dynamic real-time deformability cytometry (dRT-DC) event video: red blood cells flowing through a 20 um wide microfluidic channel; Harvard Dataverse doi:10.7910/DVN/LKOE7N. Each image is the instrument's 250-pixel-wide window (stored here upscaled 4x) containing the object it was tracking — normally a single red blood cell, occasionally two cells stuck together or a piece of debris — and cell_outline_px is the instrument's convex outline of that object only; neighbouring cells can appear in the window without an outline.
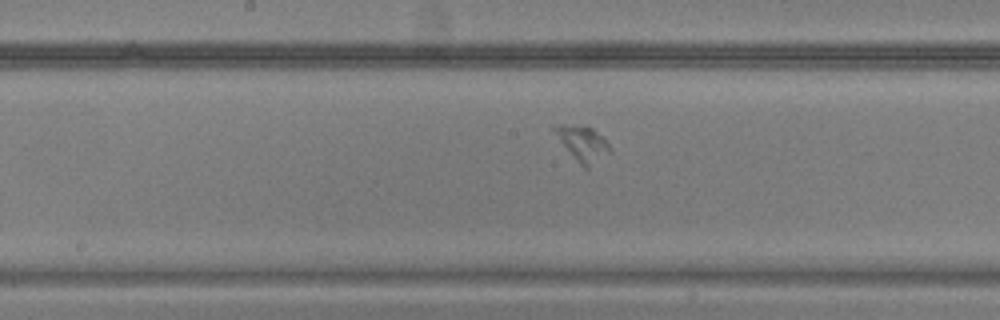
{"species": "common noctule bat (a hibernating species)", "species_latin": "Nyctalus noctula", "temperature_condition": "warm", "stored_images_in_passage": 33, "camera_frame_rate_fps": 3000, "um_per_image_px": 0.085, "animal": {"sex": "male", "body_mass_g": 20.5, "forearm_length_mm": 52.5}, "frame": {"image": 1, "passage_image": 10, "time_ms": 3.0, "image_size_px": [1000, 320], "cell_outline_px": [[612, 152], [588, 168], [584, 168], [580, 164], [560, 140], [552, 128], [564, 124], [592, 128], [604, 136], [612, 148]], "centroid_in_image_um": [49.62, 12.22], "position_along_channel_um": 198.6, "area_um2": 11.04}}
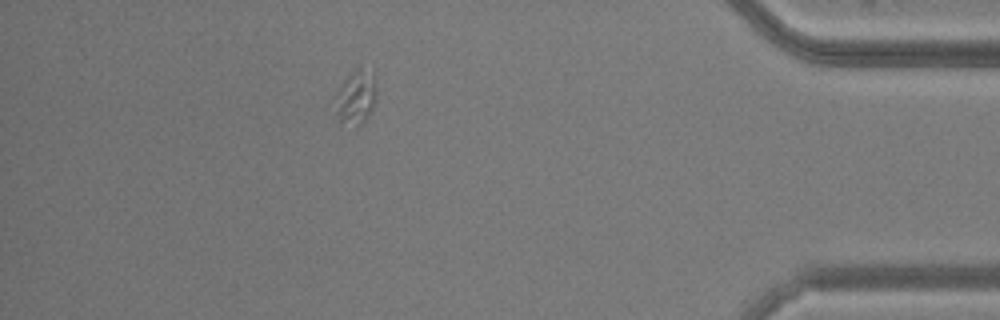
{"frame": {"image": 2, "passage_image": 28, "time_ms": 9.0, "image_size_px": [1000, 320], "cell_outline_px": [[376, 100], [368, 116], [356, 128], [340, 128], [336, 92], [340, 84], [356, 68], [360, 68], [372, 72], [376, 84]], "centroid_in_image_um": [30.26, 8.34], "position_along_channel_um": 404.9, "area_um2": 13.18}}